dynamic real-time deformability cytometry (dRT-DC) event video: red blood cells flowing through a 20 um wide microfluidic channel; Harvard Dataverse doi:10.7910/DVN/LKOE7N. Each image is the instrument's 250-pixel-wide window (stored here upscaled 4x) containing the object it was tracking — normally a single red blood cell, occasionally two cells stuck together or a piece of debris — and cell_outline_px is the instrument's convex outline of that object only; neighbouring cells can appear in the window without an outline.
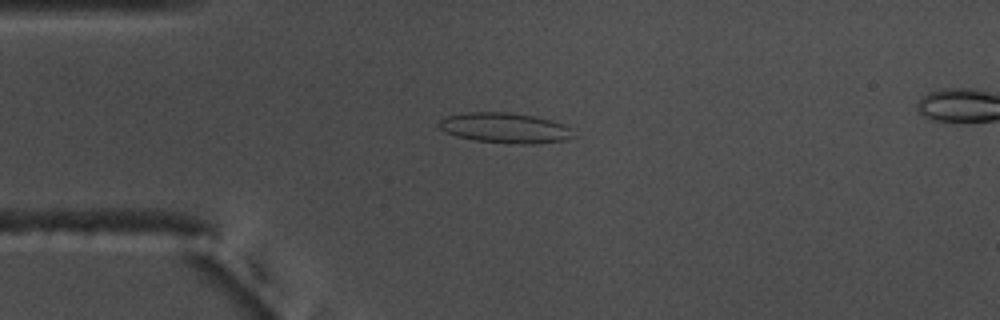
{"species": "common noctule bat (a hibernating species)", "species_latin": "Nyctalus noctula", "temperature_condition": "warm", "stored_images_in_passage": 42, "camera_frame_rate_fps": 3000, "um_per_image_px": 0.085, "animal": {"sex": "male", "body_mass_g": 17.5, "forearm_length_mm": 52.3}, "frame": {"image": 1, "passage_image": 1, "time_ms": 0.0, "image_size_px": [1000, 320], "cell_outline_px": [[572, 136], [568, 140], [536, 144], [508, 144], [476, 140], [456, 136], [444, 132], [436, 124], [440, 120], [448, 116], [468, 112], [508, 112], [536, 116], [564, 124], [572, 128]], "centroid_in_image_um": [42.94, 10.88], "position_along_channel_um": 42.1, "area_um2": 23.93}}
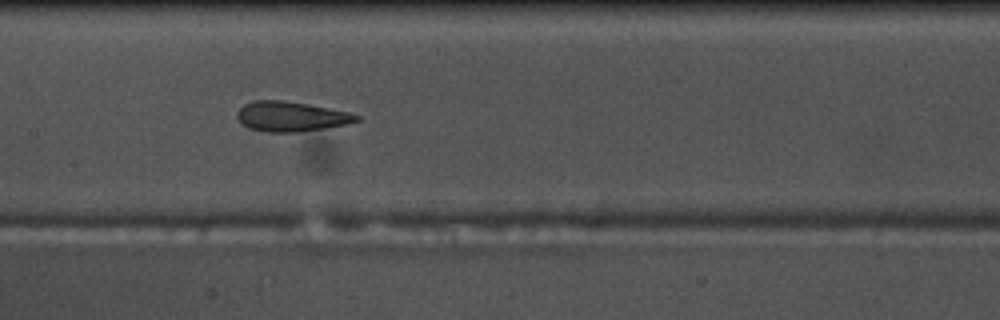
{"frame": {"image": 2, "passage_image": 14, "time_ms": 4.333, "image_size_px": [1000, 320], "cell_outline_px": [[360, 120], [348, 124], [324, 128], [296, 132], [268, 132], [248, 128], [240, 124], [236, 116], [236, 112], [244, 104], [252, 100], [280, 100], [308, 104], [348, 112], [360, 116]], "centroid_in_image_um": [24.69, 9.9], "position_along_channel_um": 182.7, "area_um2": 20.87}}
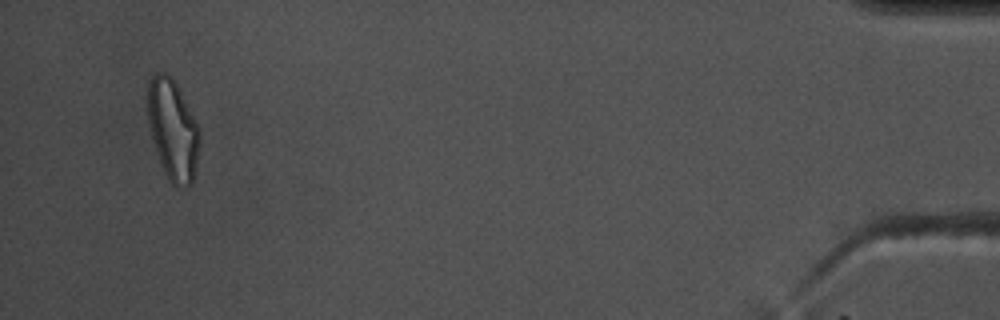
{"frame": {"image": 3, "passage_image": 40, "time_ms": 13.0, "image_size_px": [1000, 320], "cell_outline_px": [[200, 140], [196, 164], [192, 184], [188, 188], [176, 188], [168, 180], [160, 164], [152, 136], [148, 120], [148, 80], [152, 76], [160, 72], [164, 72], [176, 84], [200, 128]], "centroid_in_image_um": [14.7, 11.1], "position_along_channel_um": 420.5, "area_um2": 30.29}, "authors_computed_cell_mechanics": {"area_um2": 21.097, "velocity_mm_per_s": 3.7003, "shape_relaxation_time_tau1_ms": 5.9892, "shape_relaxation_time_tau2_ms": 1.9564, "deformation_change_tau1": 0.1907, "deformation_change_tau2": 0.1157}}